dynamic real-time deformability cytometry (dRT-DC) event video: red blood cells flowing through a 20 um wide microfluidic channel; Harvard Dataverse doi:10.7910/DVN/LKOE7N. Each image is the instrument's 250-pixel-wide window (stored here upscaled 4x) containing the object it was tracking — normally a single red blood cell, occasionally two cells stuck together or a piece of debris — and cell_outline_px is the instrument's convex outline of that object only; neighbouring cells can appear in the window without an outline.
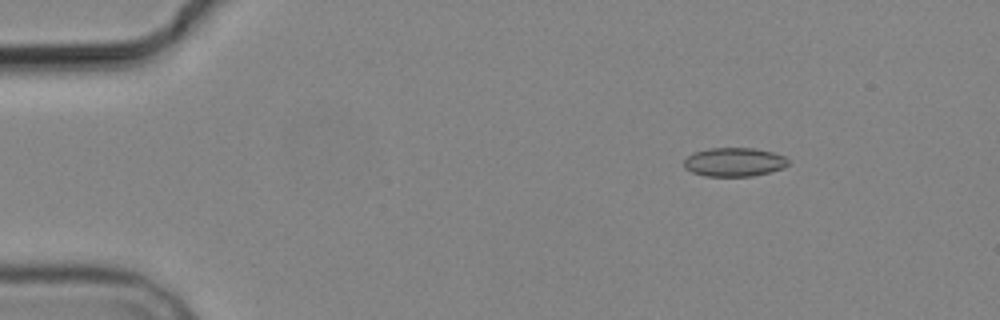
{"species": "common noctule bat (a hibernating species)", "species_latin": "Nyctalus noctula", "temperature_condition": "cold", "stored_images_in_passage": 6, "camera_frame_rate_fps": 3000, "um_per_image_px": 0.085, "animal": {"sex": "male", "body_mass_g": 19.2, "forearm_length_mm": 51.8}, "frame": {"image": 1, "passage_image": 3, "time_ms": 2.333, "image_size_px": [1000, 320], "cell_outline_px": [[788, 164], [784, 168], [752, 176], [704, 176], [692, 172], [684, 168], [684, 160], [692, 152], [708, 148], [756, 148], [772, 152], [784, 156], [788, 160]], "centroid_in_image_um": [62.38, 13.77], "position_along_channel_um": 22.6, "area_um2": 17.57}}
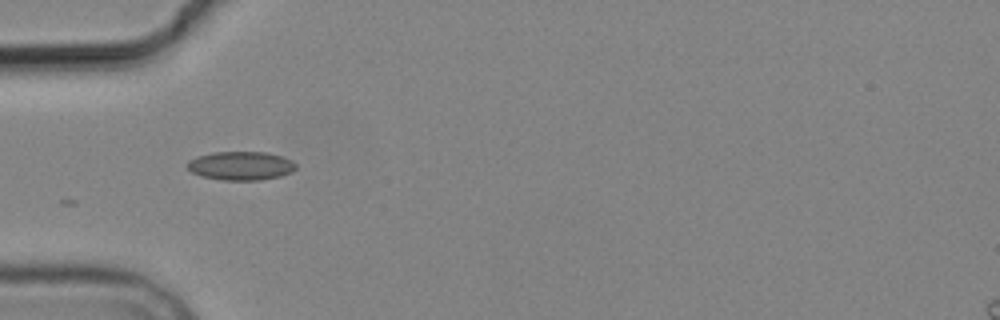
{"frame": {"image": 2, "passage_image": 6, "time_ms": 5.667, "image_size_px": [1000, 320], "cell_outline_px": [[296, 168], [292, 172], [280, 176], [260, 180], [220, 180], [200, 176], [192, 172], [184, 164], [188, 160], [196, 156], [212, 152], [268, 152], [292, 160], [296, 164]], "centroid_in_image_um": [20.43, 14.09], "position_along_channel_um": 64.6, "area_um2": 18.38}}